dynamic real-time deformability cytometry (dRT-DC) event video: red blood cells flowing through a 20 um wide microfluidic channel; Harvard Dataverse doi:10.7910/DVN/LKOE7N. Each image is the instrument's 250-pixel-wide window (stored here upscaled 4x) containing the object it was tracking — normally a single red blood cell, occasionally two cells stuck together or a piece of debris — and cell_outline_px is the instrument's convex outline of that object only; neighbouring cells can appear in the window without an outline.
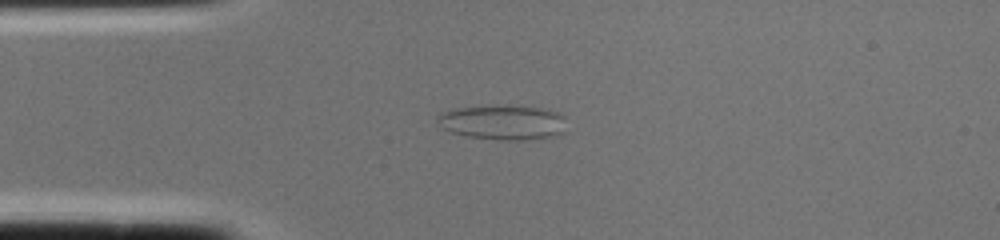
{"species": "common noctule bat (a hibernating species)", "species_latin": "Nyctalus noctula", "temperature_condition": "cold", "stored_images_in_passage": 1, "camera_frame_rate_fps": 3000, "um_per_image_px": 0.085, "animal": {"sex": "female", "body_mass_g": 22.0, "forearm_length_mm": 56.7}, "frame": {"image": 1, "passage_image": 1, "time_ms": 0.0, "image_size_px": [1000, 240], "cell_outline_px": [[564, 132], [560, 136], [520, 140], [500, 140], [464, 136], [452, 132], [444, 128], [436, 120], [436, 116], [440, 112], [456, 108], [540, 108], [556, 112], [564, 116]], "centroid_in_image_um": [42.75, 10.46], "position_along_channel_um": 42.3, "area_um2": 25.32}}